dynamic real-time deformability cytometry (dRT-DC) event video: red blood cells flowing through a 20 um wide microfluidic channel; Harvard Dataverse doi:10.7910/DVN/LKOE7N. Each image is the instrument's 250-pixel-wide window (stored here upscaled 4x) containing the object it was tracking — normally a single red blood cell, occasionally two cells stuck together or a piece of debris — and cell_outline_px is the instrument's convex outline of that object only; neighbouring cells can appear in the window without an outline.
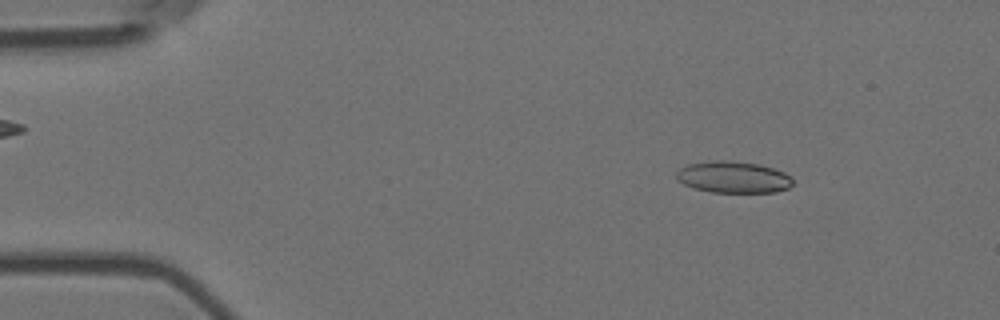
{"species": "Egyptian fruit bat (a non-hibernating species)", "species_latin": "Rousettus aegyptiacus", "temperature_condition": "room temperature", "stored_images_in_passage": 9, "camera_frame_rate_fps": 3000, "um_per_image_px": 0.085, "animal": {"sex": "female"}, "frame": {"image": 1, "passage_image": 3, "time_ms": 0.667, "image_size_px": [1000, 320], "cell_outline_px": [[792, 184], [788, 188], [776, 192], [712, 192], [696, 188], [684, 184], [676, 180], [676, 172], [680, 168], [688, 164], [716, 160], [724, 160], [756, 164], [772, 168], [784, 172], [792, 180]], "centroid_in_image_um": [62.3, 15.06], "position_along_channel_um": 22.7, "area_um2": 21.15}}